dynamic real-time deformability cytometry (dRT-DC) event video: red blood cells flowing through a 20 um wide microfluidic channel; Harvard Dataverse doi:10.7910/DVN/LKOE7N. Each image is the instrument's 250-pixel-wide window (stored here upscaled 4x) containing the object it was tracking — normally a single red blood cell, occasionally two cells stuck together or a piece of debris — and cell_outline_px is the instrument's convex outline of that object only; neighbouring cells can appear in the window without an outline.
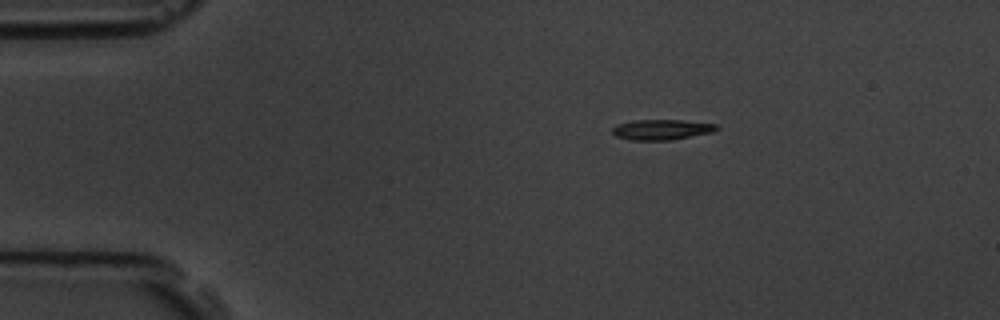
{"species": "common noctule bat (a hibernating species)", "species_latin": "Nyctalus noctula", "temperature_condition": "room temperature", "stored_images_in_passage": 3, "camera_frame_rate_fps": 3000, "um_per_image_px": 0.085, "animal": {"sex": "male", "body_mass_g": 19.5, "forearm_length_mm": 54.6}, "frame": {"image": 1, "passage_image": 1, "time_ms": 0.0, "image_size_px": [1000, 320], "cell_outline_px": [[720, 128], [712, 132], [672, 140], [632, 140], [616, 136], [612, 132], [612, 128], [616, 124], [636, 120], [684, 120], [716, 124]], "centroid_in_image_um": [56.25, 11.01], "position_along_channel_um": 28.8, "area_um2": 12.37}}
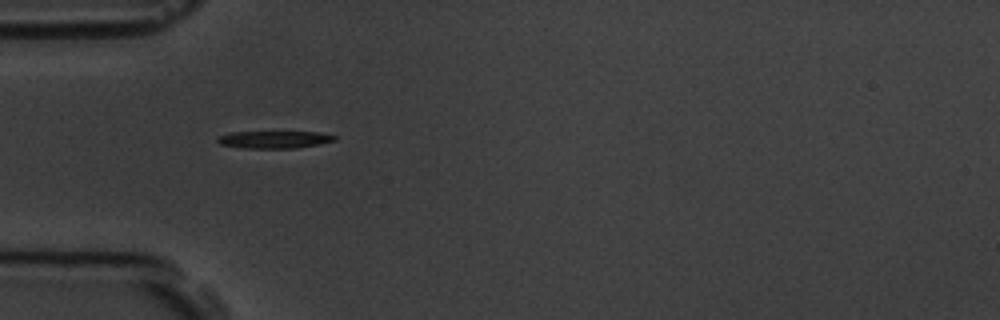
{"frame": {"image": 2, "passage_image": 3, "time_ms": 2.333, "image_size_px": [1000, 320], "cell_outline_px": [[336, 140], [296, 148], [244, 148], [220, 144], [216, 140], [220, 136], [228, 132], [320, 132], [336, 136]], "centroid_in_image_um": [23.29, 11.86], "position_along_channel_um": 61.7, "area_um2": 11.68}}